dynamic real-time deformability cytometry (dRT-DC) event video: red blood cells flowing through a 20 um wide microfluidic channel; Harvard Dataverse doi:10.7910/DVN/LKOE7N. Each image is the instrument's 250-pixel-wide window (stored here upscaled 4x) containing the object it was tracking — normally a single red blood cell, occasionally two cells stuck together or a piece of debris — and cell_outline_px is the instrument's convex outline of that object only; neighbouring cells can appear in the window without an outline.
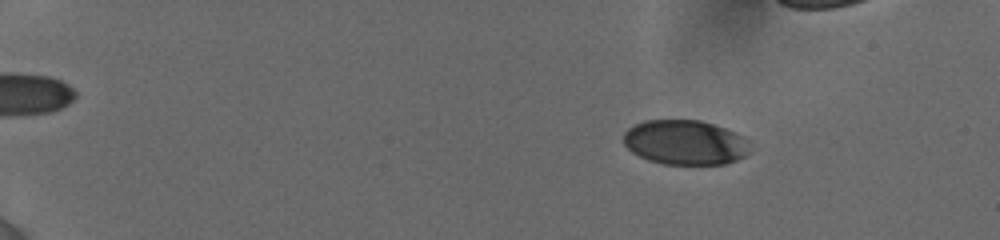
{"species": "human", "species_latin": "Homo sapiens", "temperature_condition": "cold", "stored_images_in_passage": 26, "camera_frame_rate_fps": 3000, "um_per_image_px": 0.085, "donor": {"sex": "female"}, "frame": {"image": 1, "passage_image": 8, "time_ms": 2.333, "image_size_px": [1000, 240], "cell_outline_px": [[752, 152], [736, 160], [724, 164], [664, 164], [648, 160], [632, 152], [624, 144], [624, 132], [628, 128], [644, 120], [700, 120], [736, 132], [748, 140]], "centroid_in_image_um": [58.26, 12.11], "position_along_channel_um": 26.7, "area_um2": 33.06}}
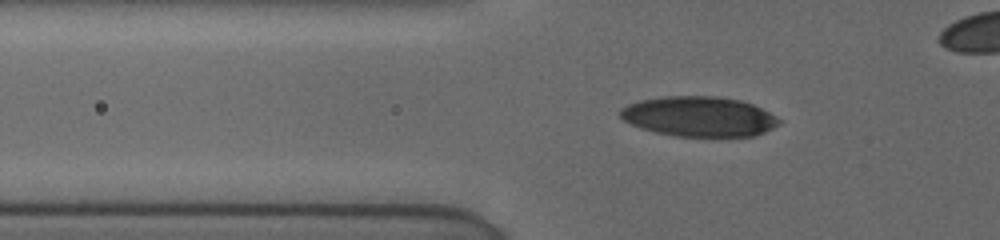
{"frame": {"image": 2, "passage_image": 20, "time_ms": 6.333, "image_size_px": [1000, 240], "cell_outline_px": [[784, 120], [780, 124], [764, 132], [752, 136], [676, 136], [656, 132], [640, 128], [624, 120], [620, 116], [620, 108], [628, 104], [640, 100], [664, 96], [716, 96], [740, 100], [752, 104]], "centroid_in_image_um": [59.42, 9.9], "position_along_channel_um": 66.4, "area_um2": 36.99}}
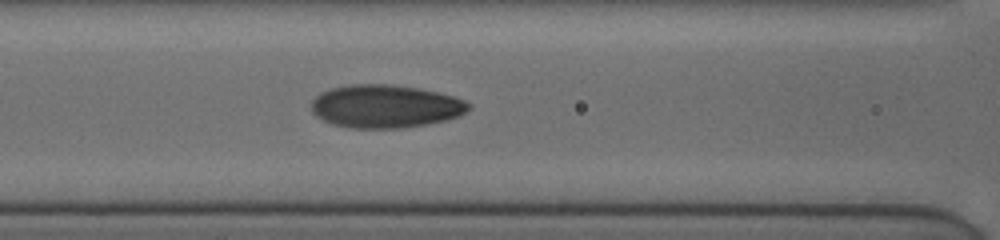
{"frame": {"image": 3, "passage_image": 25, "time_ms": 8.333, "image_size_px": [1000, 240], "cell_outline_px": [[472, 108], [460, 116], [448, 120], [428, 124], [404, 128], [348, 128], [332, 124], [316, 116], [312, 112], [312, 100], [320, 92], [332, 88], [348, 84], [388, 84], [416, 88], [436, 92], [452, 96], [464, 100], [472, 104]], "centroid_in_image_um": [32.77, 9.05], "position_along_channel_um": 133.8, "area_um2": 39.71}}